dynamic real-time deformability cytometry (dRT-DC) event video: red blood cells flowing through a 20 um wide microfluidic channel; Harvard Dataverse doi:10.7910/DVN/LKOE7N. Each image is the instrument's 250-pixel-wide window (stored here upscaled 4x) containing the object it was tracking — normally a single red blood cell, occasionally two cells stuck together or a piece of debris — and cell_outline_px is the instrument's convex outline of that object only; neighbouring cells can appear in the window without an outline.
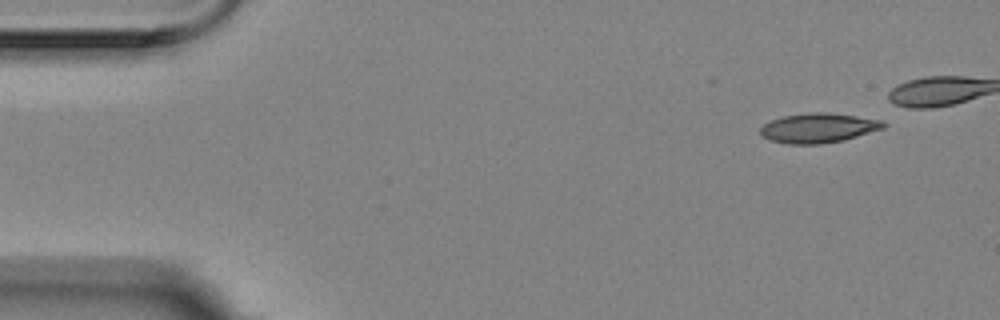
{"species": "Egyptian fruit bat (a non-hibernating species)", "species_latin": "Rousettus aegyptiacus", "temperature_condition": "room temperature", "stored_images_in_passage": 4, "camera_frame_rate_fps": 3000, "um_per_image_px": 0.085, "animal": {"sex": "female"}, "frame": {"image": 1, "passage_image": 4, "time_ms": 1.0, "image_size_px": [1000, 320], "cell_outline_px": [[888, 124], [884, 128], [844, 140], [820, 144], [788, 144], [768, 140], [760, 136], [760, 128], [764, 124], [772, 120], [784, 116], [808, 112], [828, 112], [884, 120]], "centroid_in_image_um": [69.56, 10.88], "position_along_channel_um": 15.4, "area_um2": 21.44}}